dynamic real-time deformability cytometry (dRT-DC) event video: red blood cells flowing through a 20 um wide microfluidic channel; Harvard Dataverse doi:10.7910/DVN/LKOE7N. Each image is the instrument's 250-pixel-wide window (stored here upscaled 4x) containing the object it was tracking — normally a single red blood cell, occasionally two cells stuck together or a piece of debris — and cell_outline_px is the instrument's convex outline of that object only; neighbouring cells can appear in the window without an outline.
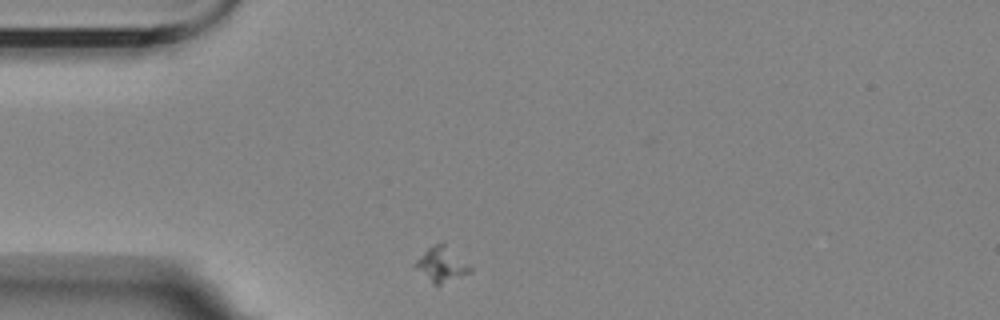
{"species": "Egyptian fruit bat (a non-hibernating species)", "species_latin": "Rousettus aegyptiacus", "temperature_condition": "room temperature", "stored_images_in_passage": 37, "camera_frame_rate_fps": 3000, "um_per_image_px": 0.085, "animal": {"sex": "female"}, "frame": {"image": 1, "passage_image": 1, "time_ms": 0.0, "image_size_px": [1000, 320], "cell_outline_px": [[472, 272], [440, 284], [432, 284], [412, 264], [432, 244], [444, 244], [472, 268]], "centroid_in_image_um": [37.49, 22.5], "position_along_channel_um": 47.5, "area_um2": 10.64}}
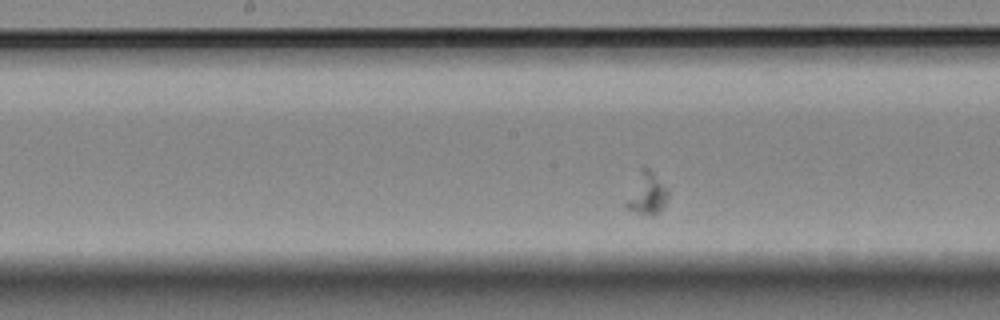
{"frame": {"image": 2, "passage_image": 16, "time_ms": 5.0, "image_size_px": [1000, 320], "cell_outline_px": [[668, 196], [660, 212], [656, 216], [652, 216], [636, 212], [628, 208], [624, 204], [640, 168], [644, 164], [668, 188]], "centroid_in_image_um": [55.0, 16.45], "position_along_channel_um": 193.2, "area_um2": 10.23}}